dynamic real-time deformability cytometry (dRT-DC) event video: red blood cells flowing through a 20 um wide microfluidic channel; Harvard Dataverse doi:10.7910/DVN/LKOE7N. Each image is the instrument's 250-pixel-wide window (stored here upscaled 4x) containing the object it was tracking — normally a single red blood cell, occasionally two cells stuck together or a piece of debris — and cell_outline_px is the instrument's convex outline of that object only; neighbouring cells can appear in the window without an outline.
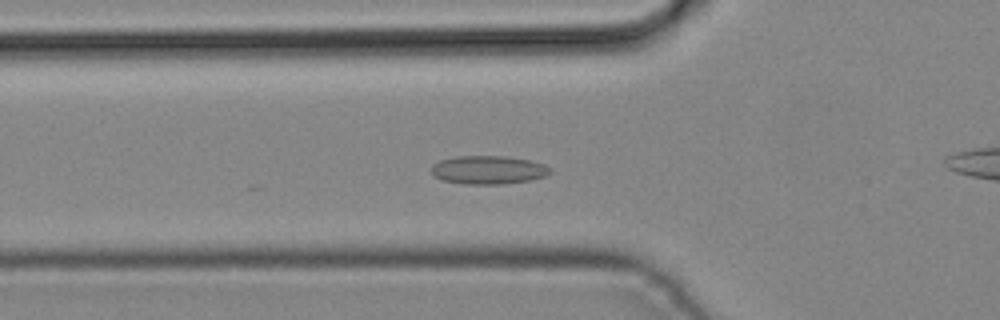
{"species": "common noctule bat (a hibernating species)", "species_latin": "Nyctalus noctula", "temperature_condition": "cold", "stored_images_in_passage": 26, "camera_frame_rate_fps": 3000, "um_per_image_px": 0.085, "animal": {"sex": "male", "body_mass_g": 19.2, "forearm_length_mm": 51.8}, "frame": {"image": 1, "passage_image": 9, "time_ms": 2.667, "image_size_px": [1000, 320], "cell_outline_px": [[552, 172], [544, 176], [532, 180], [500, 184], [464, 184], [444, 180], [432, 176], [432, 164], [440, 160], [456, 156], [508, 156], [532, 160], [544, 164], [552, 168]], "centroid_in_image_um": [41.53, 14.43], "position_along_channel_um": 84.3, "area_um2": 19.88}}
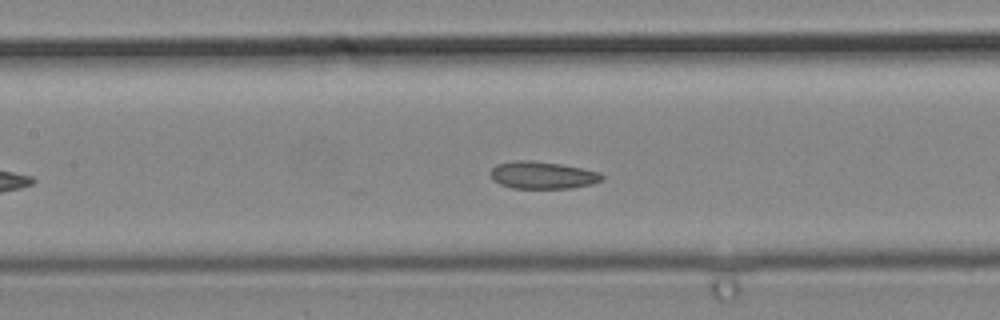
{"frame": {"image": 2, "passage_image": 14, "time_ms": 4.333, "image_size_px": [1000, 320], "cell_outline_px": [[604, 180], [592, 184], [572, 188], [512, 188], [500, 184], [492, 180], [492, 168], [496, 164], [516, 160], [532, 160], [560, 164], [600, 172], [604, 176]], "centroid_in_image_um": [46.13, 14.89], "position_along_channel_um": 161.3, "area_um2": 17.74}}
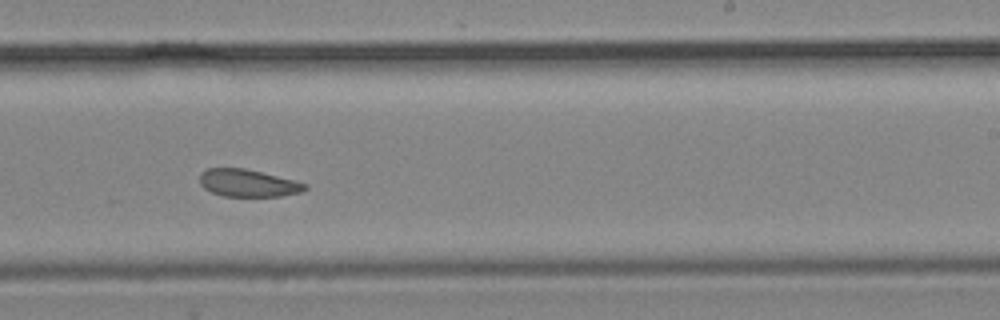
{"frame": {"image": 3, "passage_image": 21, "time_ms": 6.667, "image_size_px": [1000, 320], "cell_outline_px": [[308, 188], [300, 192], [280, 196], [224, 196], [212, 192], [204, 188], [200, 184], [200, 172], [208, 168], [244, 168], [308, 184]], "centroid_in_image_um": [21.05, 15.56], "position_along_channel_um": 268.0, "area_um2": 16.59}}